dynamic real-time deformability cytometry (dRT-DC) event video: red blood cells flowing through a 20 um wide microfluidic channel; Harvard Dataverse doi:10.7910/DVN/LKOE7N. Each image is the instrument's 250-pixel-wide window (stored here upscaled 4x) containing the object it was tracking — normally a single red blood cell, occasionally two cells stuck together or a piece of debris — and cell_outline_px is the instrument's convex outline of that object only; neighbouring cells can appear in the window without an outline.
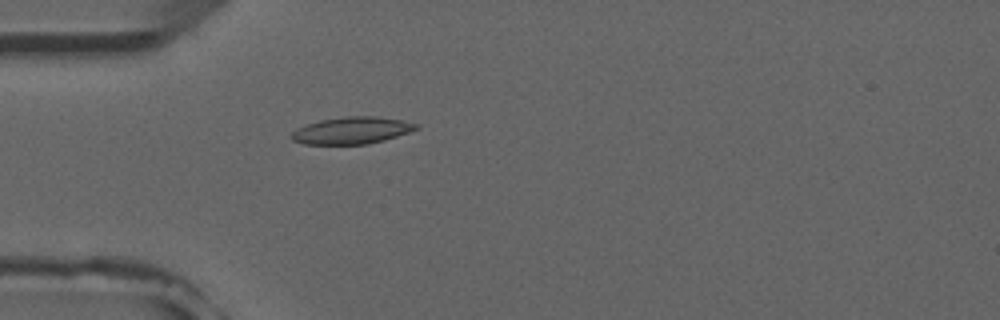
{"species": "common noctule bat (a hibernating species)", "species_latin": "Nyctalus noctula", "temperature_condition": "room temperature", "stored_images_in_passage": 1, "camera_frame_rate_fps": 3000, "um_per_image_px": 0.085, "animal": {"sex": "male", "forearm_length_mm": 52.5}, "frame": {"image": 1, "passage_image": 1, "time_ms": 0.0, "image_size_px": [1000, 320], "cell_outline_px": [[420, 128], [384, 140], [368, 144], [304, 144], [292, 140], [288, 136], [296, 128], [320, 120], [344, 116], [376, 116], [404, 120], [420, 124]], "centroid_in_image_um": [29.91, 11.08], "position_along_channel_um": 55.1, "area_um2": 19.77}}